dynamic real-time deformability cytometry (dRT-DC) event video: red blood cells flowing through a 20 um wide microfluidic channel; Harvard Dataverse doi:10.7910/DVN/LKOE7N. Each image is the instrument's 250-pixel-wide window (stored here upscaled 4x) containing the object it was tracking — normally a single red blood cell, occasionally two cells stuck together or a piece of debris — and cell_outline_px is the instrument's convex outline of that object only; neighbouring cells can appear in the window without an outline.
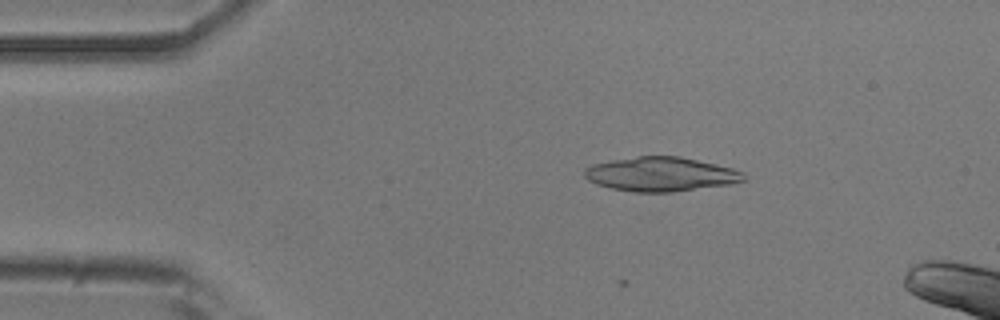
{"species": "common noctule bat (a hibernating species)", "species_latin": "Nyctalus noctula", "temperature_condition": "room temperature", "stored_images_in_passage": 9, "camera_frame_rate_fps": 3000, "um_per_image_px": 0.085, "animal": {"sex": "male", "body_mass_g": 20.5, "forearm_length_mm": 52.5}, "frame": {"image": 1, "passage_image": 9, "time_ms": 2.667, "image_size_px": [1000, 320], "cell_outline_px": [[744, 180], [732, 184], [672, 192], [636, 192], [608, 188], [596, 184], [588, 180], [584, 176], [584, 168], [592, 164], [612, 160], [636, 156], [680, 156], [716, 164], [732, 168], [744, 172]], "centroid_in_image_um": [56.15, 14.81], "position_along_channel_um": 28.9, "area_um2": 31.91}}